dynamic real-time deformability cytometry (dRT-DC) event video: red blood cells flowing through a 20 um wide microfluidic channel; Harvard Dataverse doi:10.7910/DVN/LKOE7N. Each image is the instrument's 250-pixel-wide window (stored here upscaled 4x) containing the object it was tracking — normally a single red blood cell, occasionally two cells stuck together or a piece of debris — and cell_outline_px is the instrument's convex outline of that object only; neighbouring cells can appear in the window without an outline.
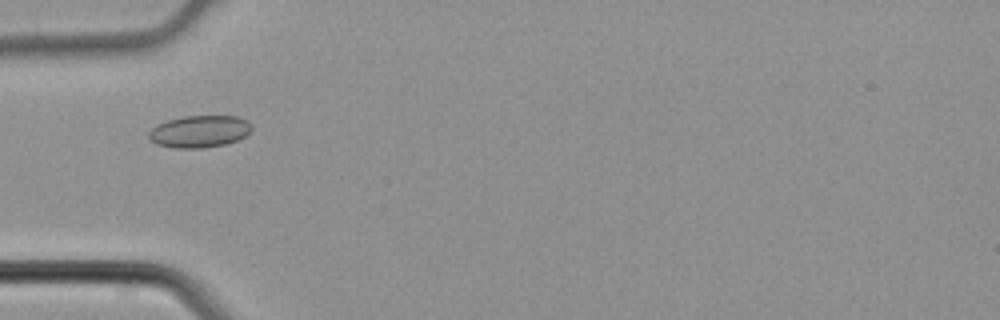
{"species": "common noctule bat (a hibernating species)", "species_latin": "Nyctalus noctula", "temperature_condition": "cold", "stored_images_in_passage": 2, "camera_frame_rate_fps": 3000, "um_per_image_px": 0.085, "animal": {"sex": "male", "body_mass_g": 21.5, "forearm_length_mm": 52.0}, "frame": {"image": 1, "passage_image": 2, "time_ms": 0.333, "image_size_px": [1000, 320], "cell_outline_px": [[252, 128], [244, 136], [236, 140], [224, 144], [204, 148], [172, 148], [156, 144], [148, 136], [148, 132], [156, 124], [168, 120], [184, 116], [236, 116], [248, 120], [252, 124]], "centroid_in_image_um": [16.94, 11.17], "position_along_channel_um": 68.1, "area_um2": 19.25}}